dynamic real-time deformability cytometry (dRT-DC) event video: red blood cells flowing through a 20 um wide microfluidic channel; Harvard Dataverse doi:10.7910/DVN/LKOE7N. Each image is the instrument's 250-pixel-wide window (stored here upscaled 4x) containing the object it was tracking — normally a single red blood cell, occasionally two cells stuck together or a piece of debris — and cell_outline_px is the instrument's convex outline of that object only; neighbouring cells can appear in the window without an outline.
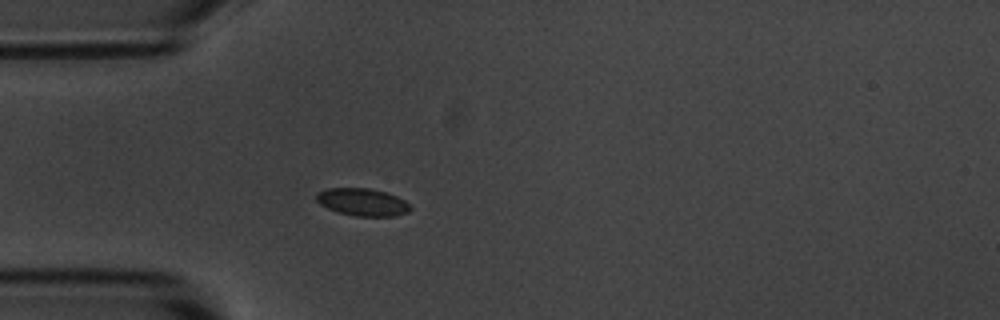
{"species": "common noctule bat (a hibernating species)", "species_latin": "Nyctalus noctula", "temperature_condition": "room temperature", "stored_images_in_passage": 3, "camera_frame_rate_fps": 3000, "um_per_image_px": 0.085, "animal": {"sex": "male", "body_mass_g": 20.1, "forearm_length_mm": 53.5}, "frame": {"image": 1, "passage_image": 3, "time_ms": 2.333, "image_size_px": [1000, 320], "cell_outline_px": [[412, 208], [408, 212], [392, 216], [356, 216], [336, 212], [320, 204], [316, 200], [316, 192], [328, 188], [368, 188], [388, 192], [404, 200]], "centroid_in_image_um": [30.79, 17.17], "position_along_channel_um": 54.2, "area_um2": 15.09}}